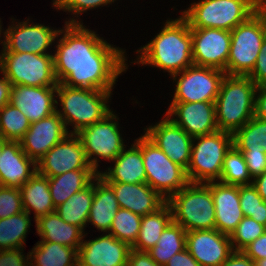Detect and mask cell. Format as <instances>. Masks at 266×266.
<instances>
[{
    "mask_svg": "<svg viewBox=\"0 0 266 266\" xmlns=\"http://www.w3.org/2000/svg\"><path fill=\"white\" fill-rule=\"evenodd\" d=\"M65 25L59 31L58 35H64L53 55L57 82L69 87L111 91L118 75L127 69L124 52L74 18Z\"/></svg>",
    "mask_w": 266,
    "mask_h": 266,
    "instance_id": "cell-1",
    "label": "cell"
},
{
    "mask_svg": "<svg viewBox=\"0 0 266 266\" xmlns=\"http://www.w3.org/2000/svg\"><path fill=\"white\" fill-rule=\"evenodd\" d=\"M164 25L150 43L137 50L139 53L141 51L137 63L159 67L173 76L194 65L191 28L183 16L167 20Z\"/></svg>",
    "mask_w": 266,
    "mask_h": 266,
    "instance_id": "cell-2",
    "label": "cell"
},
{
    "mask_svg": "<svg viewBox=\"0 0 266 266\" xmlns=\"http://www.w3.org/2000/svg\"><path fill=\"white\" fill-rule=\"evenodd\" d=\"M256 90L257 85L248 76H224L215 100L219 130L233 134L254 116Z\"/></svg>",
    "mask_w": 266,
    "mask_h": 266,
    "instance_id": "cell-3",
    "label": "cell"
},
{
    "mask_svg": "<svg viewBox=\"0 0 266 266\" xmlns=\"http://www.w3.org/2000/svg\"><path fill=\"white\" fill-rule=\"evenodd\" d=\"M55 93L63 108L62 111L56 112L62 118L65 127L74 124V131L70 134H76L82 128L91 126L111 112L106 105L111 97V91L69 87L58 83Z\"/></svg>",
    "mask_w": 266,
    "mask_h": 266,
    "instance_id": "cell-4",
    "label": "cell"
},
{
    "mask_svg": "<svg viewBox=\"0 0 266 266\" xmlns=\"http://www.w3.org/2000/svg\"><path fill=\"white\" fill-rule=\"evenodd\" d=\"M167 203L172 211V219L186 232L215 229V206L210 190V182H189Z\"/></svg>",
    "mask_w": 266,
    "mask_h": 266,
    "instance_id": "cell-5",
    "label": "cell"
},
{
    "mask_svg": "<svg viewBox=\"0 0 266 266\" xmlns=\"http://www.w3.org/2000/svg\"><path fill=\"white\" fill-rule=\"evenodd\" d=\"M198 141L194 145L195 141ZM233 146L232 133L218 130L193 137L189 166L186 170L191 183H207L221 178L226 153Z\"/></svg>",
    "mask_w": 266,
    "mask_h": 266,
    "instance_id": "cell-6",
    "label": "cell"
},
{
    "mask_svg": "<svg viewBox=\"0 0 266 266\" xmlns=\"http://www.w3.org/2000/svg\"><path fill=\"white\" fill-rule=\"evenodd\" d=\"M254 11V0H201L182 16L190 28H217L232 31L247 21Z\"/></svg>",
    "mask_w": 266,
    "mask_h": 266,
    "instance_id": "cell-7",
    "label": "cell"
},
{
    "mask_svg": "<svg viewBox=\"0 0 266 266\" xmlns=\"http://www.w3.org/2000/svg\"><path fill=\"white\" fill-rule=\"evenodd\" d=\"M0 72L12 85L57 87L53 55L2 52Z\"/></svg>",
    "mask_w": 266,
    "mask_h": 266,
    "instance_id": "cell-8",
    "label": "cell"
},
{
    "mask_svg": "<svg viewBox=\"0 0 266 266\" xmlns=\"http://www.w3.org/2000/svg\"><path fill=\"white\" fill-rule=\"evenodd\" d=\"M266 35V21L253 14L231 31L227 75L247 76L254 68Z\"/></svg>",
    "mask_w": 266,
    "mask_h": 266,
    "instance_id": "cell-9",
    "label": "cell"
},
{
    "mask_svg": "<svg viewBox=\"0 0 266 266\" xmlns=\"http://www.w3.org/2000/svg\"><path fill=\"white\" fill-rule=\"evenodd\" d=\"M142 158L146 183L164 199L168 200L189 183L186 169L172 162L145 134L142 136Z\"/></svg>",
    "mask_w": 266,
    "mask_h": 266,
    "instance_id": "cell-10",
    "label": "cell"
},
{
    "mask_svg": "<svg viewBox=\"0 0 266 266\" xmlns=\"http://www.w3.org/2000/svg\"><path fill=\"white\" fill-rule=\"evenodd\" d=\"M117 119L111 111L102 120L76 133L81 140L89 164L97 173V157L95 159L92 155L113 161L125 148L118 130V123L114 121Z\"/></svg>",
    "mask_w": 266,
    "mask_h": 266,
    "instance_id": "cell-11",
    "label": "cell"
},
{
    "mask_svg": "<svg viewBox=\"0 0 266 266\" xmlns=\"http://www.w3.org/2000/svg\"><path fill=\"white\" fill-rule=\"evenodd\" d=\"M179 74L172 102H215L226 75L224 71L196 65L174 74L172 78L176 81Z\"/></svg>",
    "mask_w": 266,
    "mask_h": 266,
    "instance_id": "cell-12",
    "label": "cell"
},
{
    "mask_svg": "<svg viewBox=\"0 0 266 266\" xmlns=\"http://www.w3.org/2000/svg\"><path fill=\"white\" fill-rule=\"evenodd\" d=\"M191 38L194 65L218 69L227 74L231 31L217 28H191Z\"/></svg>",
    "mask_w": 266,
    "mask_h": 266,
    "instance_id": "cell-13",
    "label": "cell"
},
{
    "mask_svg": "<svg viewBox=\"0 0 266 266\" xmlns=\"http://www.w3.org/2000/svg\"><path fill=\"white\" fill-rule=\"evenodd\" d=\"M78 169L93 168L76 134L69 133L37 162V172L45 177L58 176Z\"/></svg>",
    "mask_w": 266,
    "mask_h": 266,
    "instance_id": "cell-14",
    "label": "cell"
},
{
    "mask_svg": "<svg viewBox=\"0 0 266 266\" xmlns=\"http://www.w3.org/2000/svg\"><path fill=\"white\" fill-rule=\"evenodd\" d=\"M186 249L201 266H220L234 252L230 236L217 229L186 232Z\"/></svg>",
    "mask_w": 266,
    "mask_h": 266,
    "instance_id": "cell-15",
    "label": "cell"
},
{
    "mask_svg": "<svg viewBox=\"0 0 266 266\" xmlns=\"http://www.w3.org/2000/svg\"><path fill=\"white\" fill-rule=\"evenodd\" d=\"M28 23L23 21L6 29L5 41L2 42L3 52L49 54L46 51L58 37L60 30H54L41 24L29 25Z\"/></svg>",
    "mask_w": 266,
    "mask_h": 266,
    "instance_id": "cell-16",
    "label": "cell"
},
{
    "mask_svg": "<svg viewBox=\"0 0 266 266\" xmlns=\"http://www.w3.org/2000/svg\"><path fill=\"white\" fill-rule=\"evenodd\" d=\"M69 134L57 112L35 123L20 140L21 148L36 163L57 143Z\"/></svg>",
    "mask_w": 266,
    "mask_h": 266,
    "instance_id": "cell-17",
    "label": "cell"
},
{
    "mask_svg": "<svg viewBox=\"0 0 266 266\" xmlns=\"http://www.w3.org/2000/svg\"><path fill=\"white\" fill-rule=\"evenodd\" d=\"M165 116H177L171 119L189 136L196 137L218 131L215 102H171Z\"/></svg>",
    "mask_w": 266,
    "mask_h": 266,
    "instance_id": "cell-18",
    "label": "cell"
},
{
    "mask_svg": "<svg viewBox=\"0 0 266 266\" xmlns=\"http://www.w3.org/2000/svg\"><path fill=\"white\" fill-rule=\"evenodd\" d=\"M145 135L154 142L172 162L187 170L190 162L193 137L189 136L171 117L146 129Z\"/></svg>",
    "mask_w": 266,
    "mask_h": 266,
    "instance_id": "cell-19",
    "label": "cell"
},
{
    "mask_svg": "<svg viewBox=\"0 0 266 266\" xmlns=\"http://www.w3.org/2000/svg\"><path fill=\"white\" fill-rule=\"evenodd\" d=\"M132 248L111 234L82 241L77 260L80 266H126Z\"/></svg>",
    "mask_w": 266,
    "mask_h": 266,
    "instance_id": "cell-20",
    "label": "cell"
},
{
    "mask_svg": "<svg viewBox=\"0 0 266 266\" xmlns=\"http://www.w3.org/2000/svg\"><path fill=\"white\" fill-rule=\"evenodd\" d=\"M56 87L12 85L10 103L17 107L30 123L38 122L56 112Z\"/></svg>",
    "mask_w": 266,
    "mask_h": 266,
    "instance_id": "cell-21",
    "label": "cell"
},
{
    "mask_svg": "<svg viewBox=\"0 0 266 266\" xmlns=\"http://www.w3.org/2000/svg\"><path fill=\"white\" fill-rule=\"evenodd\" d=\"M210 190L215 206V229L230 236L244 218L239 186L211 181Z\"/></svg>",
    "mask_w": 266,
    "mask_h": 266,
    "instance_id": "cell-22",
    "label": "cell"
},
{
    "mask_svg": "<svg viewBox=\"0 0 266 266\" xmlns=\"http://www.w3.org/2000/svg\"><path fill=\"white\" fill-rule=\"evenodd\" d=\"M36 172L37 163L22 150L20 141L7 140L3 144L0 155V186L20 188Z\"/></svg>",
    "mask_w": 266,
    "mask_h": 266,
    "instance_id": "cell-23",
    "label": "cell"
},
{
    "mask_svg": "<svg viewBox=\"0 0 266 266\" xmlns=\"http://www.w3.org/2000/svg\"><path fill=\"white\" fill-rule=\"evenodd\" d=\"M107 183L113 188L120 208L128 209L141 217L155 212L167 202L147 183Z\"/></svg>",
    "mask_w": 266,
    "mask_h": 266,
    "instance_id": "cell-24",
    "label": "cell"
},
{
    "mask_svg": "<svg viewBox=\"0 0 266 266\" xmlns=\"http://www.w3.org/2000/svg\"><path fill=\"white\" fill-rule=\"evenodd\" d=\"M114 167L108 172H98L106 182L146 183V172L142 158V136L135 140L131 148L122 152L113 160Z\"/></svg>",
    "mask_w": 266,
    "mask_h": 266,
    "instance_id": "cell-25",
    "label": "cell"
},
{
    "mask_svg": "<svg viewBox=\"0 0 266 266\" xmlns=\"http://www.w3.org/2000/svg\"><path fill=\"white\" fill-rule=\"evenodd\" d=\"M37 233L42 242H56L72 247L78 251L83 237V231L75 225L65 222L57 212L49 213L35 221Z\"/></svg>",
    "mask_w": 266,
    "mask_h": 266,
    "instance_id": "cell-26",
    "label": "cell"
},
{
    "mask_svg": "<svg viewBox=\"0 0 266 266\" xmlns=\"http://www.w3.org/2000/svg\"><path fill=\"white\" fill-rule=\"evenodd\" d=\"M94 197L87 222L98 230L109 232L115 214L120 206L115 197L113 188L99 175L95 177Z\"/></svg>",
    "mask_w": 266,
    "mask_h": 266,
    "instance_id": "cell-27",
    "label": "cell"
},
{
    "mask_svg": "<svg viewBox=\"0 0 266 266\" xmlns=\"http://www.w3.org/2000/svg\"><path fill=\"white\" fill-rule=\"evenodd\" d=\"M23 210L30 214L31 208L34 210L35 221L39 218L55 212L49 190L48 177L36 172L20 188Z\"/></svg>",
    "mask_w": 266,
    "mask_h": 266,
    "instance_id": "cell-28",
    "label": "cell"
},
{
    "mask_svg": "<svg viewBox=\"0 0 266 266\" xmlns=\"http://www.w3.org/2000/svg\"><path fill=\"white\" fill-rule=\"evenodd\" d=\"M97 175L94 169H78L48 177L49 190L55 208L67 201L74 193L86 188Z\"/></svg>",
    "mask_w": 266,
    "mask_h": 266,
    "instance_id": "cell-29",
    "label": "cell"
},
{
    "mask_svg": "<svg viewBox=\"0 0 266 266\" xmlns=\"http://www.w3.org/2000/svg\"><path fill=\"white\" fill-rule=\"evenodd\" d=\"M172 221V211L167 202L155 212L142 216L140 231L132 249L148 252L157 244L162 232Z\"/></svg>",
    "mask_w": 266,
    "mask_h": 266,
    "instance_id": "cell-30",
    "label": "cell"
},
{
    "mask_svg": "<svg viewBox=\"0 0 266 266\" xmlns=\"http://www.w3.org/2000/svg\"><path fill=\"white\" fill-rule=\"evenodd\" d=\"M94 181L95 178L86 188L74 193L55 210L65 222L78 226L83 232L94 197Z\"/></svg>",
    "mask_w": 266,
    "mask_h": 266,
    "instance_id": "cell-31",
    "label": "cell"
},
{
    "mask_svg": "<svg viewBox=\"0 0 266 266\" xmlns=\"http://www.w3.org/2000/svg\"><path fill=\"white\" fill-rule=\"evenodd\" d=\"M38 242L29 252L30 266H74L78 263L76 249L56 242Z\"/></svg>",
    "mask_w": 266,
    "mask_h": 266,
    "instance_id": "cell-32",
    "label": "cell"
},
{
    "mask_svg": "<svg viewBox=\"0 0 266 266\" xmlns=\"http://www.w3.org/2000/svg\"><path fill=\"white\" fill-rule=\"evenodd\" d=\"M186 248V230L172 221L162 232L157 244L148 253L159 265H165L176 253Z\"/></svg>",
    "mask_w": 266,
    "mask_h": 266,
    "instance_id": "cell-33",
    "label": "cell"
},
{
    "mask_svg": "<svg viewBox=\"0 0 266 266\" xmlns=\"http://www.w3.org/2000/svg\"><path fill=\"white\" fill-rule=\"evenodd\" d=\"M29 215L23 211L0 219V251L23 248L31 224Z\"/></svg>",
    "mask_w": 266,
    "mask_h": 266,
    "instance_id": "cell-34",
    "label": "cell"
},
{
    "mask_svg": "<svg viewBox=\"0 0 266 266\" xmlns=\"http://www.w3.org/2000/svg\"><path fill=\"white\" fill-rule=\"evenodd\" d=\"M233 146L237 150L266 151V120L253 116L233 134Z\"/></svg>",
    "mask_w": 266,
    "mask_h": 266,
    "instance_id": "cell-35",
    "label": "cell"
},
{
    "mask_svg": "<svg viewBox=\"0 0 266 266\" xmlns=\"http://www.w3.org/2000/svg\"><path fill=\"white\" fill-rule=\"evenodd\" d=\"M29 127L27 117L11 103L0 109V137L4 140L20 141Z\"/></svg>",
    "mask_w": 266,
    "mask_h": 266,
    "instance_id": "cell-36",
    "label": "cell"
},
{
    "mask_svg": "<svg viewBox=\"0 0 266 266\" xmlns=\"http://www.w3.org/2000/svg\"><path fill=\"white\" fill-rule=\"evenodd\" d=\"M250 178L243 153L232 146L225 155L219 181L224 184L239 186L252 184Z\"/></svg>",
    "mask_w": 266,
    "mask_h": 266,
    "instance_id": "cell-37",
    "label": "cell"
},
{
    "mask_svg": "<svg viewBox=\"0 0 266 266\" xmlns=\"http://www.w3.org/2000/svg\"><path fill=\"white\" fill-rule=\"evenodd\" d=\"M141 219L140 215L128 209L119 208L108 233L132 248L140 231Z\"/></svg>",
    "mask_w": 266,
    "mask_h": 266,
    "instance_id": "cell-38",
    "label": "cell"
},
{
    "mask_svg": "<svg viewBox=\"0 0 266 266\" xmlns=\"http://www.w3.org/2000/svg\"><path fill=\"white\" fill-rule=\"evenodd\" d=\"M240 207L244 217L266 226V202L252 184L239 185Z\"/></svg>",
    "mask_w": 266,
    "mask_h": 266,
    "instance_id": "cell-39",
    "label": "cell"
},
{
    "mask_svg": "<svg viewBox=\"0 0 266 266\" xmlns=\"http://www.w3.org/2000/svg\"><path fill=\"white\" fill-rule=\"evenodd\" d=\"M266 231V226L256 222L251 217H244L230 235L234 251H242ZM237 245H236V244Z\"/></svg>",
    "mask_w": 266,
    "mask_h": 266,
    "instance_id": "cell-40",
    "label": "cell"
},
{
    "mask_svg": "<svg viewBox=\"0 0 266 266\" xmlns=\"http://www.w3.org/2000/svg\"><path fill=\"white\" fill-rule=\"evenodd\" d=\"M23 211L20 189L0 186V219Z\"/></svg>",
    "mask_w": 266,
    "mask_h": 266,
    "instance_id": "cell-41",
    "label": "cell"
},
{
    "mask_svg": "<svg viewBox=\"0 0 266 266\" xmlns=\"http://www.w3.org/2000/svg\"><path fill=\"white\" fill-rule=\"evenodd\" d=\"M115 0H55L53 6L56 9H63L71 11L73 14H80L88 9L97 8L99 6H105L114 2Z\"/></svg>",
    "mask_w": 266,
    "mask_h": 266,
    "instance_id": "cell-42",
    "label": "cell"
},
{
    "mask_svg": "<svg viewBox=\"0 0 266 266\" xmlns=\"http://www.w3.org/2000/svg\"><path fill=\"white\" fill-rule=\"evenodd\" d=\"M243 153L249 175L255 178L266 170V151L265 150H238Z\"/></svg>",
    "mask_w": 266,
    "mask_h": 266,
    "instance_id": "cell-43",
    "label": "cell"
},
{
    "mask_svg": "<svg viewBox=\"0 0 266 266\" xmlns=\"http://www.w3.org/2000/svg\"><path fill=\"white\" fill-rule=\"evenodd\" d=\"M257 86L266 84V35L253 70L247 75Z\"/></svg>",
    "mask_w": 266,
    "mask_h": 266,
    "instance_id": "cell-44",
    "label": "cell"
},
{
    "mask_svg": "<svg viewBox=\"0 0 266 266\" xmlns=\"http://www.w3.org/2000/svg\"><path fill=\"white\" fill-rule=\"evenodd\" d=\"M22 250L23 248L0 251V266H30V255L25 260Z\"/></svg>",
    "mask_w": 266,
    "mask_h": 266,
    "instance_id": "cell-45",
    "label": "cell"
},
{
    "mask_svg": "<svg viewBox=\"0 0 266 266\" xmlns=\"http://www.w3.org/2000/svg\"><path fill=\"white\" fill-rule=\"evenodd\" d=\"M242 252L253 262L266 258V231L247 245Z\"/></svg>",
    "mask_w": 266,
    "mask_h": 266,
    "instance_id": "cell-46",
    "label": "cell"
},
{
    "mask_svg": "<svg viewBox=\"0 0 266 266\" xmlns=\"http://www.w3.org/2000/svg\"><path fill=\"white\" fill-rule=\"evenodd\" d=\"M126 266H163L157 264L148 252H141L134 249L130 250Z\"/></svg>",
    "mask_w": 266,
    "mask_h": 266,
    "instance_id": "cell-47",
    "label": "cell"
},
{
    "mask_svg": "<svg viewBox=\"0 0 266 266\" xmlns=\"http://www.w3.org/2000/svg\"><path fill=\"white\" fill-rule=\"evenodd\" d=\"M164 266H201L185 248L173 255Z\"/></svg>",
    "mask_w": 266,
    "mask_h": 266,
    "instance_id": "cell-48",
    "label": "cell"
},
{
    "mask_svg": "<svg viewBox=\"0 0 266 266\" xmlns=\"http://www.w3.org/2000/svg\"><path fill=\"white\" fill-rule=\"evenodd\" d=\"M256 93L259 94L255 97L254 116L266 120V84L258 85Z\"/></svg>",
    "mask_w": 266,
    "mask_h": 266,
    "instance_id": "cell-49",
    "label": "cell"
},
{
    "mask_svg": "<svg viewBox=\"0 0 266 266\" xmlns=\"http://www.w3.org/2000/svg\"><path fill=\"white\" fill-rule=\"evenodd\" d=\"M220 266H255V263L242 251H234Z\"/></svg>",
    "mask_w": 266,
    "mask_h": 266,
    "instance_id": "cell-50",
    "label": "cell"
},
{
    "mask_svg": "<svg viewBox=\"0 0 266 266\" xmlns=\"http://www.w3.org/2000/svg\"><path fill=\"white\" fill-rule=\"evenodd\" d=\"M11 87L12 84L3 76L0 79V109L10 103Z\"/></svg>",
    "mask_w": 266,
    "mask_h": 266,
    "instance_id": "cell-51",
    "label": "cell"
},
{
    "mask_svg": "<svg viewBox=\"0 0 266 266\" xmlns=\"http://www.w3.org/2000/svg\"><path fill=\"white\" fill-rule=\"evenodd\" d=\"M252 185L255 187L262 199L266 202V170L263 174L253 178Z\"/></svg>",
    "mask_w": 266,
    "mask_h": 266,
    "instance_id": "cell-52",
    "label": "cell"
},
{
    "mask_svg": "<svg viewBox=\"0 0 266 266\" xmlns=\"http://www.w3.org/2000/svg\"><path fill=\"white\" fill-rule=\"evenodd\" d=\"M254 11L266 21V0H254Z\"/></svg>",
    "mask_w": 266,
    "mask_h": 266,
    "instance_id": "cell-53",
    "label": "cell"
},
{
    "mask_svg": "<svg viewBox=\"0 0 266 266\" xmlns=\"http://www.w3.org/2000/svg\"><path fill=\"white\" fill-rule=\"evenodd\" d=\"M254 263H255V266H266V258L255 261Z\"/></svg>",
    "mask_w": 266,
    "mask_h": 266,
    "instance_id": "cell-54",
    "label": "cell"
},
{
    "mask_svg": "<svg viewBox=\"0 0 266 266\" xmlns=\"http://www.w3.org/2000/svg\"><path fill=\"white\" fill-rule=\"evenodd\" d=\"M6 141H7V140H4L2 137H0V155H1V151H2L3 144H4Z\"/></svg>",
    "mask_w": 266,
    "mask_h": 266,
    "instance_id": "cell-55",
    "label": "cell"
},
{
    "mask_svg": "<svg viewBox=\"0 0 266 266\" xmlns=\"http://www.w3.org/2000/svg\"><path fill=\"white\" fill-rule=\"evenodd\" d=\"M0 22H1V21H0ZM1 27H2V26H1V23H0V35H1V32H2V31H1V29H2ZM0 37H1V36H0Z\"/></svg>",
    "mask_w": 266,
    "mask_h": 266,
    "instance_id": "cell-56",
    "label": "cell"
}]
</instances>
